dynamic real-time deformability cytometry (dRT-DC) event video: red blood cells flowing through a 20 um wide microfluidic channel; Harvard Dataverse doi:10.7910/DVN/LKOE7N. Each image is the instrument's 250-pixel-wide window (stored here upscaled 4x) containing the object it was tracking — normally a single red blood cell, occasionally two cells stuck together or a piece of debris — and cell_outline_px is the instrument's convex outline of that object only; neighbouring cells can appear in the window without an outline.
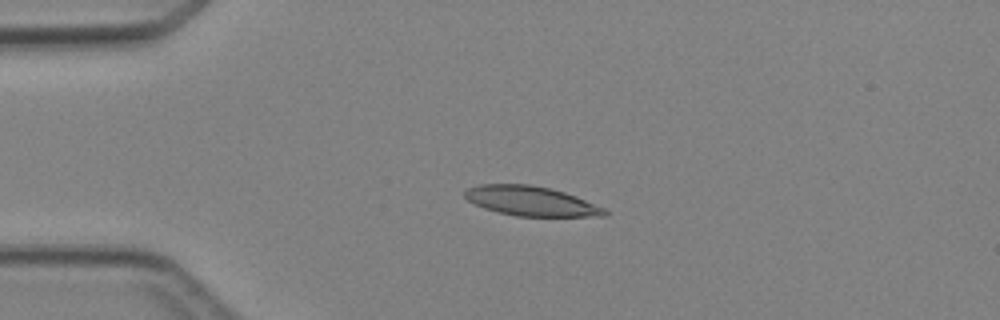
{"species": "Egyptian fruit bat (a non-hibernating species)", "species_latin": "Rousettus aegyptiacus", "temperature_condition": "cold", "stored_images_in_passage": 2, "camera_frame_rate_fps": 3000, "um_per_image_px": 0.085, "animal": {"sex": "female"}, "frame": {"image": 1, "passage_image": 1, "time_ms": 0.0, "image_size_px": [1000, 320], "cell_outline_px": [[608, 216], [516, 216], [484, 208], [468, 200], [464, 196], [464, 192], [468, 188], [480, 184], [532, 184], [552, 188], [576, 196], [604, 208], [608, 212]], "centroid_in_image_um": [45.15, 17.08], "position_along_channel_um": 39.9, "area_um2": 24.04}}